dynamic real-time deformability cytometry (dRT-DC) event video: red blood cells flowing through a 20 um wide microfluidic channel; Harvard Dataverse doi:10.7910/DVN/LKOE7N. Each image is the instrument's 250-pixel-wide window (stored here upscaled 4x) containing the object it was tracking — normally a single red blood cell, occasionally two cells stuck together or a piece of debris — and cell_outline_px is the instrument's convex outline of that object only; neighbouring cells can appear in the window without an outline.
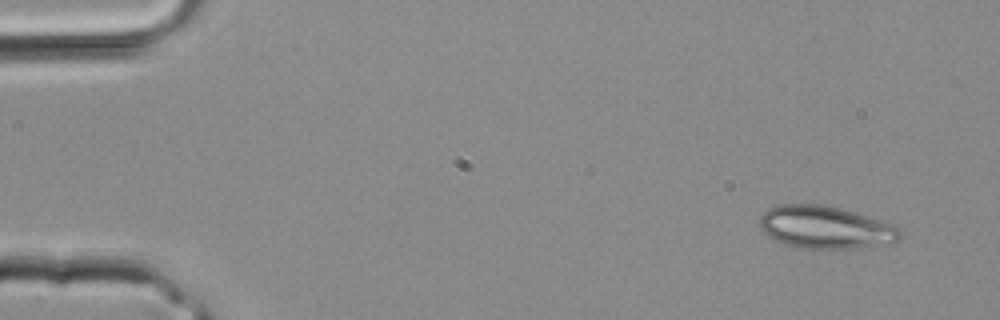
{"species": "common noctule bat (a hibernating species)", "species_latin": "Nyctalus noctula", "temperature_condition": "room temperature", "stored_images_in_passage": 3, "camera_frame_rate_fps": 3000, "um_per_image_px": 0.085, "animal": {"sex": "male", "body_mass_g": 20.4}, "frame": {"image": 1, "passage_image": 1, "time_ms": 0.0, "image_size_px": [1000, 320], "cell_outline_px": [[904, 236], [896, 240], [856, 248], [804, 248], [784, 244], [768, 236], [760, 228], [760, 216], [768, 208], [780, 204], [824, 204], [840, 208], [884, 220], [900, 228], [904, 232]], "centroid_in_image_um": [70.16, 19.3], "position_along_channel_um": 14.8, "area_um2": 34.8}}